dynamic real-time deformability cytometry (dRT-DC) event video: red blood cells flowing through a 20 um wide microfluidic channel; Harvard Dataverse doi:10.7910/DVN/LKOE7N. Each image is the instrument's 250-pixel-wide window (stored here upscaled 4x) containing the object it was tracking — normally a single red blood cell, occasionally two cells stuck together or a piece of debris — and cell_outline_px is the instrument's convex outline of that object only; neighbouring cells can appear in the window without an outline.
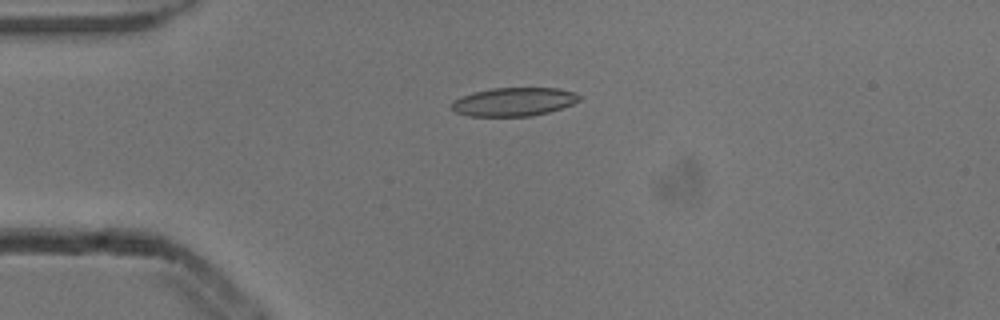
{"species": "common noctule bat (a hibernating species)", "species_latin": "Nyctalus noctula", "temperature_condition": "cold", "stored_images_in_passage": 4, "camera_frame_rate_fps": 3000, "um_per_image_px": 0.085, "animal": {"sex": "male", "body_mass_g": 13.3}, "frame": {"image": 1, "passage_image": 3, "time_ms": 0.667, "image_size_px": [1000, 320], "cell_outline_px": [[580, 100], [572, 104], [548, 112], [532, 116], [468, 116], [456, 112], [452, 108], [452, 100], [460, 96], [472, 92], [492, 88], [560, 88], [576, 92], [580, 96]], "centroid_in_image_um": [43.66, 8.64], "position_along_channel_um": 41.3, "area_um2": 21.33}}